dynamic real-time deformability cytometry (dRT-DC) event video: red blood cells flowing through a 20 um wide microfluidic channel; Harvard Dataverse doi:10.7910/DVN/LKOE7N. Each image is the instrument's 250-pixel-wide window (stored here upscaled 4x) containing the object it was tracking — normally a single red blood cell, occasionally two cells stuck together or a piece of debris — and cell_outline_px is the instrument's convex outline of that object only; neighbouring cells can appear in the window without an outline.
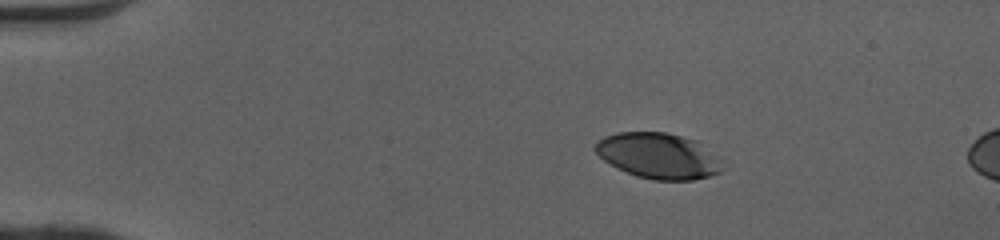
{"species": "human", "species_latin": "Homo sapiens", "temperature_condition": "cold", "stored_images_in_passage": 15, "camera_frame_rate_fps": 3000, "um_per_image_px": 0.085, "donor": {"sex": "female"}, "frame": {"image": 1, "passage_image": 9, "time_ms": 2.667, "image_size_px": [1000, 240], "cell_outline_px": [[724, 168], [720, 172], [708, 176], [692, 180], [656, 180], [636, 176], [604, 160], [592, 148], [596, 140], [604, 136], [620, 132], [664, 132], [696, 140], [720, 156], [724, 160]], "centroid_in_image_um": [56.01, 13.23], "position_along_channel_um": 29.0, "area_um2": 34.04}}